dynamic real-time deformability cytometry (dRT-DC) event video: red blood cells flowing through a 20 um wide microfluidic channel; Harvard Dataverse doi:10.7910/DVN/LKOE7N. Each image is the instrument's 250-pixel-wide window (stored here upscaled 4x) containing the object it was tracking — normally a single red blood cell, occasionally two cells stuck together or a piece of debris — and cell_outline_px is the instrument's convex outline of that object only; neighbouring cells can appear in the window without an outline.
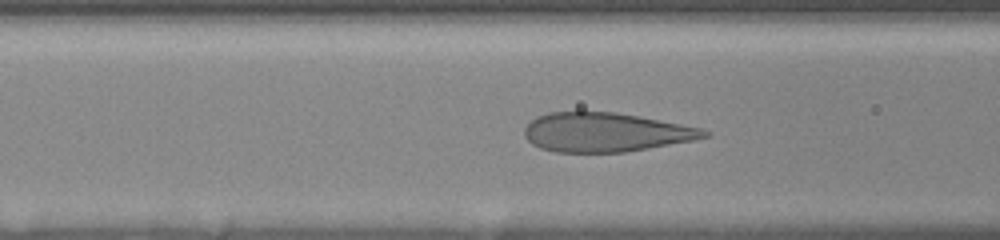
{"species": "human", "species_latin": "Homo sapiens", "temperature_condition": "room temperature", "stored_images_in_passage": 45, "camera_frame_rate_fps": 3000, "um_per_image_px": 0.085, "donor": {"sex": "female"}, "frame": {"image": 1, "passage_image": 22, "time_ms": 7.0, "image_size_px": [1000, 240], "cell_outline_px": [[712, 132], [708, 136], [696, 140], [624, 152], [556, 152], [540, 148], [532, 144], [524, 136], [524, 128], [536, 116], [548, 112], [616, 112], [680, 124], [700, 128]], "centroid_in_image_um": [51.45, 11.25], "position_along_channel_um": 115.1, "area_um2": 40.81}}
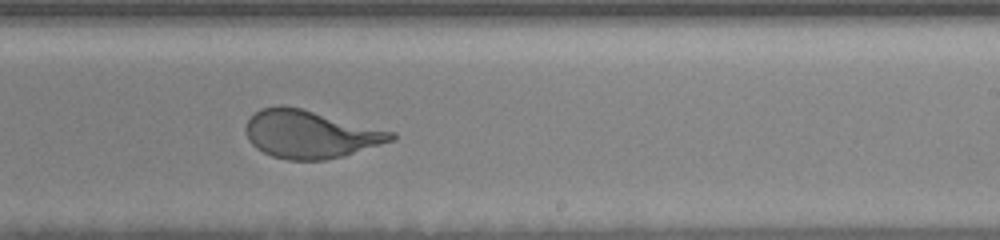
{"frame": {"image": 2, "passage_image": 34, "time_ms": 11.0, "image_size_px": [1000, 240], "cell_outline_px": [[396, 140], [344, 156], [324, 160], [288, 160], [272, 156], [256, 148], [248, 140], [244, 128], [248, 120], [260, 108], [280, 104], [300, 108], [396, 132]], "centroid_in_image_um": [26.38, 11.41], "position_along_channel_um": 262.6, "area_um2": 40.75}}
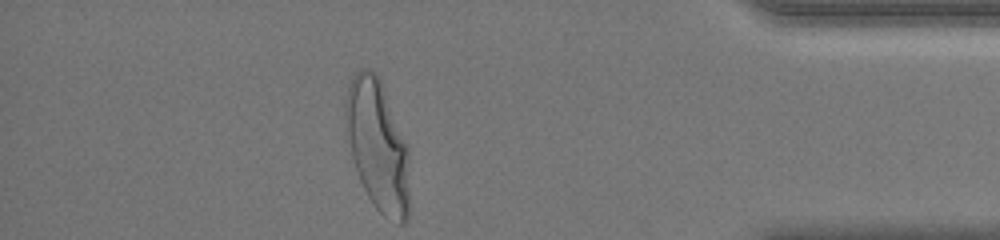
{"frame": {"image": 3, "passage_image": 45, "time_ms": 15.667, "image_size_px": [1000, 240], "cell_outline_px": [[408, 220], [404, 224], [396, 224], [388, 220], [372, 204], [360, 180], [352, 156], [344, 116], [344, 104], [348, 84], [352, 76], [360, 68], [364, 68], [376, 72], [380, 80], [408, 144]], "centroid_in_image_um": [32.1, 12.36], "position_along_channel_um": 403.1, "area_um2": 48.84}, "authors_computed_cell_mechanics": {"area_um2": 42.1362, "velocity_mm_per_s": 3.6855, "shape_relaxation_time_tau1_ms": 4.1707, "shape_relaxation_time_tau2_ms": null, "deformation_change_tau1": 0.1962, "deformation_change_tau2": null}}